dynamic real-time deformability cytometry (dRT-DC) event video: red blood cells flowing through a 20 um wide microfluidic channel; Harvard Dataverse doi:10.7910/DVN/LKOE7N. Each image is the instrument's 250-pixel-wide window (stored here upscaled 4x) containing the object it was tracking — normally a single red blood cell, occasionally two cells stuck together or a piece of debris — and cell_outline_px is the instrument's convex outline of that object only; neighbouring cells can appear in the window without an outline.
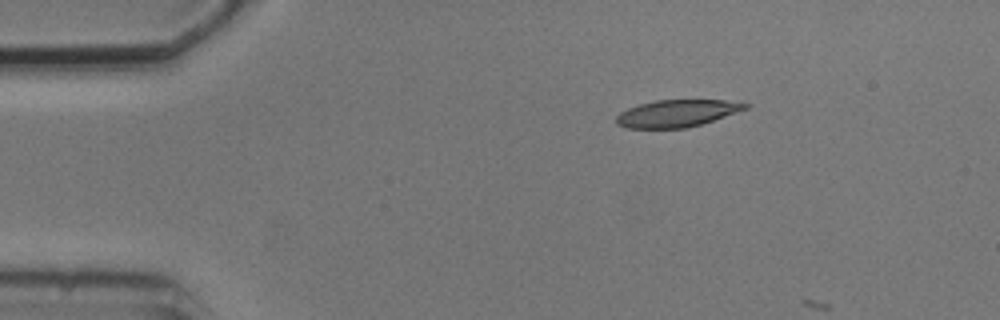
{"species": "common noctule bat (a hibernating species)", "species_latin": "Nyctalus noctula", "temperature_condition": "cold", "stored_images_in_passage": 4, "camera_frame_rate_fps": 3000, "um_per_image_px": 0.085, "animal": {"sex": "male", "body_mass_g": 20.5, "forearm_length_mm": 52.5}, "frame": {"image": 1, "passage_image": 3, "time_ms": 2.333, "image_size_px": [1000, 320], "cell_outline_px": [[748, 108], [700, 124], [684, 128], [628, 128], [616, 124], [616, 116], [620, 112], [628, 108], [640, 104], [656, 100], [724, 100], [748, 104]], "centroid_in_image_um": [57.48, 9.63], "position_along_channel_um": 27.5, "area_um2": 20.06}}